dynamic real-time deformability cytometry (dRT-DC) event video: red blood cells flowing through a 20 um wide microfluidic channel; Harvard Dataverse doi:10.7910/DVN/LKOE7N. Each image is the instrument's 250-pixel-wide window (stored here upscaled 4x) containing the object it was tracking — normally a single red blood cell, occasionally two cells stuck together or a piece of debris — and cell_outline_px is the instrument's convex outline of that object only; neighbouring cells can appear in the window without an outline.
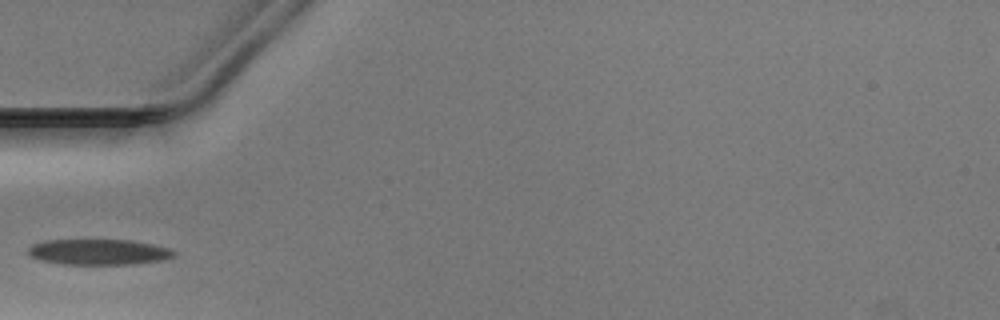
{"species": "Egyptian fruit bat (a non-hibernating species)", "species_latin": "Rousettus aegyptiacus", "temperature_condition": "warm", "stored_images_in_passage": 6, "camera_frame_rate_fps": 3000, "um_per_image_px": 0.085, "animal": {"sex": "male"}, "frame": {"image": 1, "passage_image": 1, "time_ms": 0.0, "image_size_px": [1000, 320], "cell_outline_px": [[176, 256], [164, 260], [136, 264], [64, 264], [40, 260], [28, 256], [28, 248], [32, 244], [44, 240], [132, 240], [172, 248], [176, 252]], "centroid_in_image_um": [8.42, 21.42], "position_along_channel_um": 76.6, "area_um2": 22.08}}